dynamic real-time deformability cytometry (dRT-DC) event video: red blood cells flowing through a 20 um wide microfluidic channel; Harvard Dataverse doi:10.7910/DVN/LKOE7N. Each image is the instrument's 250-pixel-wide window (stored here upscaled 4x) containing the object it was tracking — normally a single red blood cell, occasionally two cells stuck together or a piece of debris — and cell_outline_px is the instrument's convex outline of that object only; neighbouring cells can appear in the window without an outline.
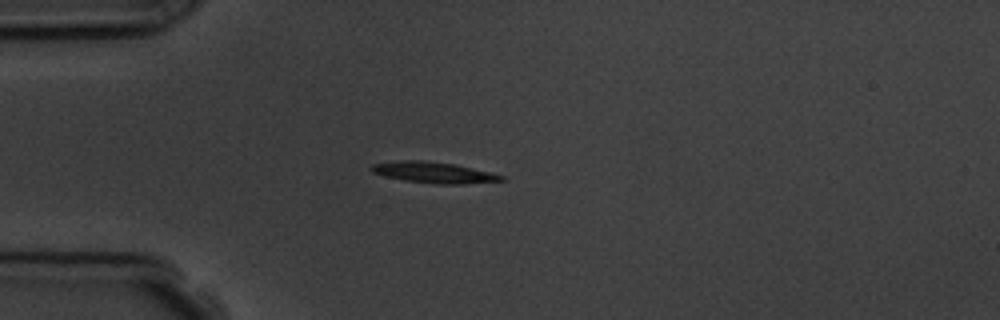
{"species": "common noctule bat (a hibernating species)", "species_latin": "Nyctalus noctula", "temperature_condition": "room temperature", "stored_images_in_passage": 2, "camera_frame_rate_fps": 3000, "um_per_image_px": 0.085, "animal": {"sex": "male", "body_mass_g": 19.5, "forearm_length_mm": 54.6}, "frame": {"image": 1, "passage_image": 1, "time_ms": 0.0, "image_size_px": [1000, 320], "cell_outline_px": [[504, 180], [464, 184], [436, 184], [404, 180], [384, 176], [372, 172], [372, 164], [400, 160], [424, 160], [456, 164], [504, 176]], "centroid_in_image_um": [36.85, 14.66], "position_along_channel_um": 48.2, "area_um2": 15.78}}